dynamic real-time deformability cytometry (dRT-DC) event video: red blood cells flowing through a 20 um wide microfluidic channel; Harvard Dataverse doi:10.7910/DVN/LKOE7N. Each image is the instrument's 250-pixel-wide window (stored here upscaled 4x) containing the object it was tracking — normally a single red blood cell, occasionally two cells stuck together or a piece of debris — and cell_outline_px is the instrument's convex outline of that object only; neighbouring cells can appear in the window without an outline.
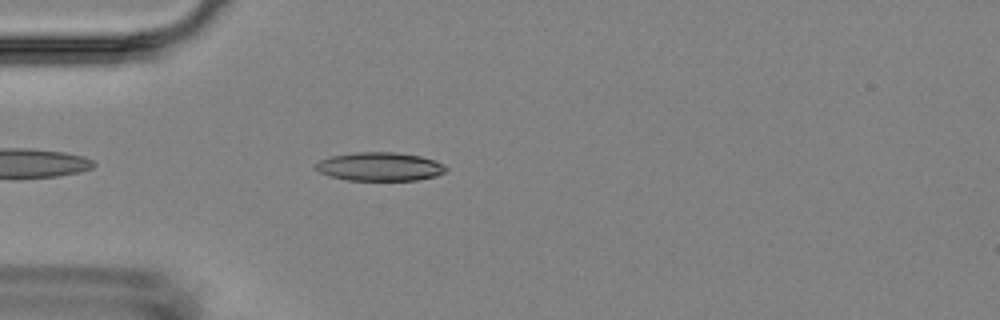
{"species": "Egyptian fruit bat (a non-hibernating species)", "species_latin": "Rousettus aegyptiacus", "temperature_condition": "room temperature", "stored_images_in_passage": 5, "camera_frame_rate_fps": 3000, "um_per_image_px": 0.085, "animal": {"sex": "female"}, "frame": {"image": 1, "passage_image": 5, "time_ms": 4.333, "image_size_px": [1000, 320], "cell_outline_px": [[448, 168], [444, 172], [436, 176], [416, 180], [348, 180], [328, 176], [312, 168], [312, 164], [320, 160], [332, 156], [356, 152], [396, 152], [420, 156], [432, 160]], "centroid_in_image_um": [32.2, 14.16], "position_along_channel_um": 52.8, "area_um2": 21.68}}